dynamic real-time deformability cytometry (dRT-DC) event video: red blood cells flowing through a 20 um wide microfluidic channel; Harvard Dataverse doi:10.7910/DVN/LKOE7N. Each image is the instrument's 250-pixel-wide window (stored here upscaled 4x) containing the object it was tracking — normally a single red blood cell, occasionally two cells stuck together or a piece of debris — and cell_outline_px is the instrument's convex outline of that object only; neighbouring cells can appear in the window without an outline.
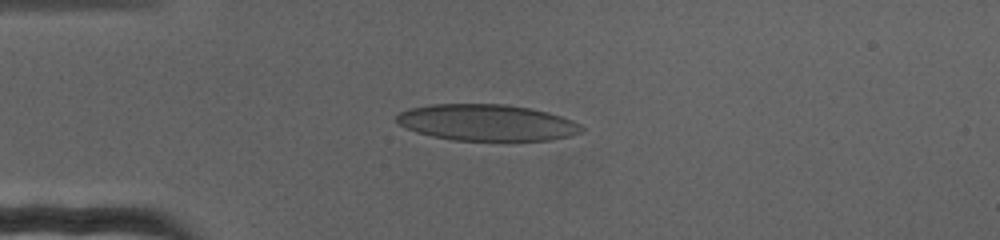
{"species": "human", "species_latin": "Homo sapiens", "temperature_condition": "cold", "stored_images_in_passage": 73, "camera_frame_rate_fps": 3000, "um_per_image_px": 0.085, "donor": {"sex": "female"}, "frame": {"image": 1, "passage_image": 18, "time_ms": 5.667, "image_size_px": [1000, 240], "cell_outline_px": [[584, 132], [552, 140], [452, 140], [432, 136], [416, 132], [404, 128], [396, 120], [396, 116], [400, 112], [408, 108], [432, 104], [504, 104], [528, 108], [548, 112], [572, 120], [580, 124], [584, 128]], "centroid_in_image_um": [41.37, 10.42], "position_along_channel_um": 43.6, "area_um2": 39.25}}
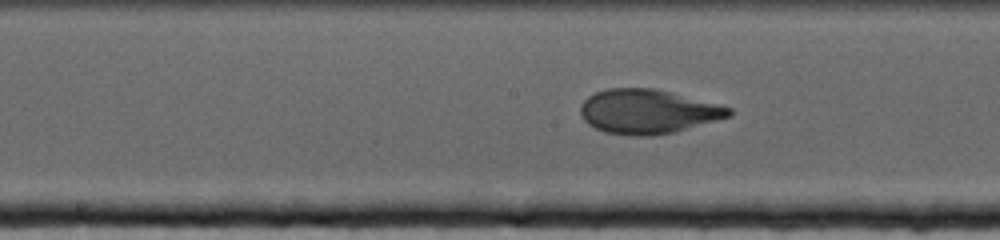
{"frame": {"image": 2, "passage_image": 37, "time_ms": 12.0, "image_size_px": [1000, 240], "cell_outline_px": [[732, 116], [676, 132], [652, 136], [628, 136], [604, 132], [588, 124], [584, 120], [580, 112], [580, 104], [588, 96], [596, 92], [608, 88], [652, 88], [732, 108]], "centroid_in_image_um": [55.03, 9.5], "position_along_channel_um": 193.2, "area_um2": 38.26}}
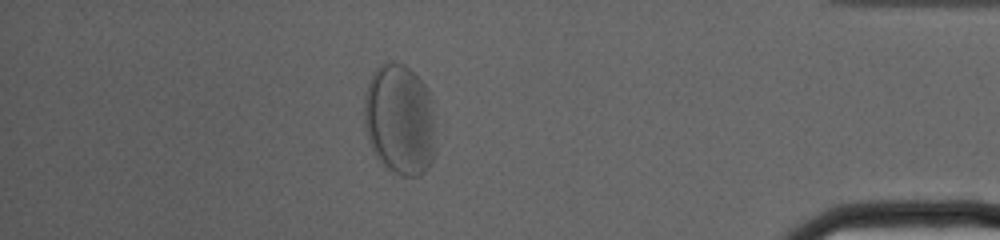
{"frame": {"image": 3, "passage_image": 64, "time_ms": 21.0, "image_size_px": [1000, 240], "cell_outline_px": [[436, 152], [428, 168], [420, 176], [400, 176], [392, 172], [376, 156], [368, 140], [364, 124], [364, 92], [376, 68], [380, 64], [404, 64], [428, 88], [432, 96]], "centroid_in_image_um": [34.0, 10.2], "position_along_channel_um": 401.2, "area_um2": 46.64}}